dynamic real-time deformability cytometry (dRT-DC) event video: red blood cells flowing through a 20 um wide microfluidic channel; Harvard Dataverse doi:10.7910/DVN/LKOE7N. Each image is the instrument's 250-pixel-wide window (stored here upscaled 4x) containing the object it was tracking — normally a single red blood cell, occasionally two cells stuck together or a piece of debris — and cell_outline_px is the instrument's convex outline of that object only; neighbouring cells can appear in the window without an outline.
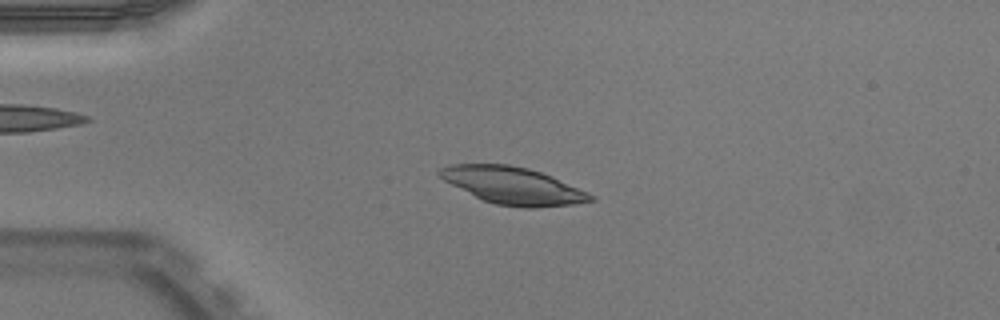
{"species": "Egyptian fruit bat (a non-hibernating species)", "species_latin": "Rousettus aegyptiacus", "temperature_condition": "warm", "stored_images_in_passage": 50, "camera_frame_rate_fps": 3000, "um_per_image_px": 0.085, "animal": {"sex": "male"}, "frame": {"image": 1, "passage_image": 12, "time_ms": 3.667, "image_size_px": [1000, 320], "cell_outline_px": [[596, 200], [572, 204], [536, 208], [524, 208], [496, 204], [484, 200], [444, 180], [436, 172], [440, 168], [452, 164], [508, 164], [528, 168], [552, 176], [588, 192], [596, 196]], "centroid_in_image_um": [43.64, 15.78], "position_along_channel_um": 41.4, "area_um2": 32.37}}
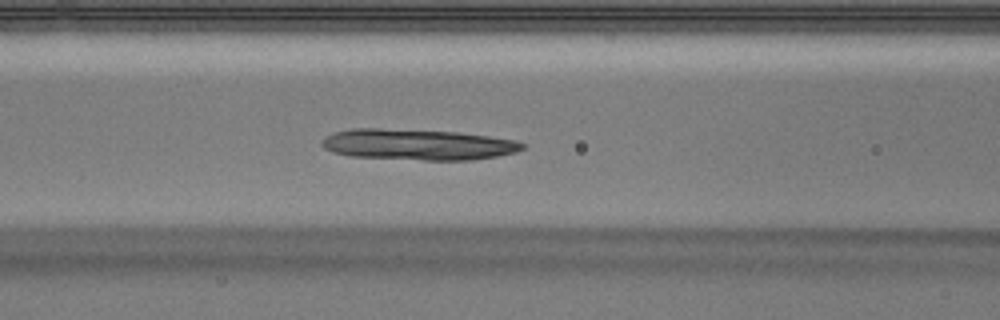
{"frame": {"image": 2, "passage_image": 21, "time_ms": 6.667, "image_size_px": [1000, 320], "cell_outline_px": [[528, 144], [524, 148], [516, 152], [496, 156], [472, 160], [424, 160], [348, 156], [332, 152], [324, 148], [320, 144], [320, 140], [324, 136], [332, 132], [352, 128], [380, 128], [456, 132], [488, 136], [516, 140]], "centroid_in_image_um": [35.46, 12.28], "position_along_channel_um": 131.1, "area_um2": 36.47}}